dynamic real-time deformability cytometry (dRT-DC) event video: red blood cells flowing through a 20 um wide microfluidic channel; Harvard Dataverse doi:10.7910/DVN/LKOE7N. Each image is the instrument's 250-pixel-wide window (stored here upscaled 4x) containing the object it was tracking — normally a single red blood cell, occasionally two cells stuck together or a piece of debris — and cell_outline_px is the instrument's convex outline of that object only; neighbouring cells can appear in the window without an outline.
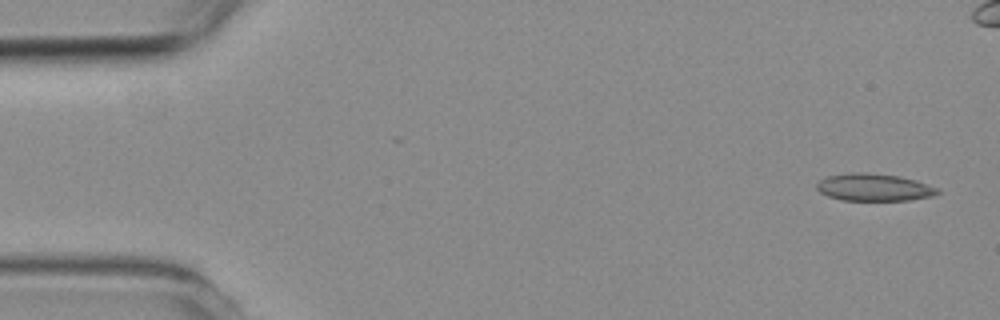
{"species": "common noctule bat (a hibernating species)", "species_latin": "Nyctalus noctula", "temperature_condition": "room temperature", "stored_images_in_passage": 5, "camera_frame_rate_fps": 3000, "um_per_image_px": 0.085, "animal": {"sex": "female", "body_mass_g": 19.3, "forearm_length_mm": 54.1}, "frame": {"image": 1, "passage_image": 1, "time_ms": 0.0, "image_size_px": [1000, 320], "cell_outline_px": [[940, 192], [932, 196], [908, 200], [840, 200], [828, 196], [820, 192], [816, 188], [816, 184], [820, 180], [828, 176], [852, 172], [864, 172], [900, 176], [916, 180], [940, 188]], "centroid_in_image_um": [74.3, 15.92], "position_along_channel_um": 10.7, "area_um2": 19.31}}